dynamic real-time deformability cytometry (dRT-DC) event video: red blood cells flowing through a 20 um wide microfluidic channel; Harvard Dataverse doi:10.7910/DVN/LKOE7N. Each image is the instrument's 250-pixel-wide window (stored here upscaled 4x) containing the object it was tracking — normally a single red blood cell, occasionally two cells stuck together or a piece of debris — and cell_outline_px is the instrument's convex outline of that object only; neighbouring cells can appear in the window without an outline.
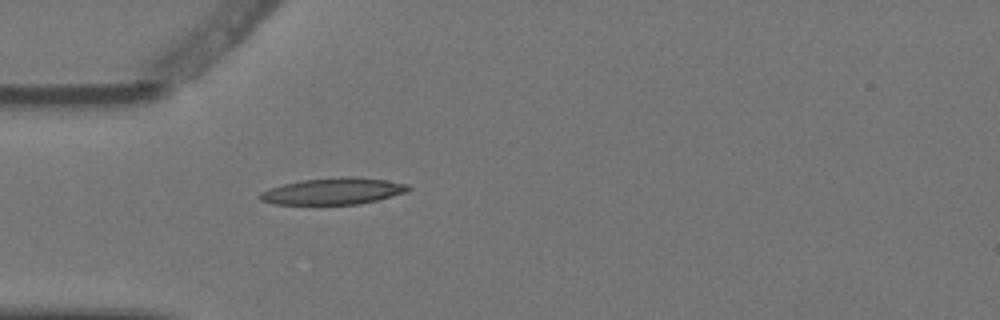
{"species": "Egyptian fruit bat (a non-hibernating species)", "species_latin": "Rousettus aegyptiacus", "temperature_condition": "warm", "stored_images_in_passage": 1, "camera_frame_rate_fps": 3000, "um_per_image_px": 0.085, "animal": {"sex": "female"}, "frame": {"image": 1, "passage_image": 1, "time_ms": 0.0, "image_size_px": [1000, 320], "cell_outline_px": [[412, 188], [408, 192], [360, 204], [272, 204], [260, 200], [256, 196], [260, 192], [268, 188], [300, 180], [344, 176], [352, 176], [388, 180], [408, 184]], "centroid_in_image_um": [28.32, 16.24], "position_along_channel_um": 56.7, "area_um2": 23.24}}